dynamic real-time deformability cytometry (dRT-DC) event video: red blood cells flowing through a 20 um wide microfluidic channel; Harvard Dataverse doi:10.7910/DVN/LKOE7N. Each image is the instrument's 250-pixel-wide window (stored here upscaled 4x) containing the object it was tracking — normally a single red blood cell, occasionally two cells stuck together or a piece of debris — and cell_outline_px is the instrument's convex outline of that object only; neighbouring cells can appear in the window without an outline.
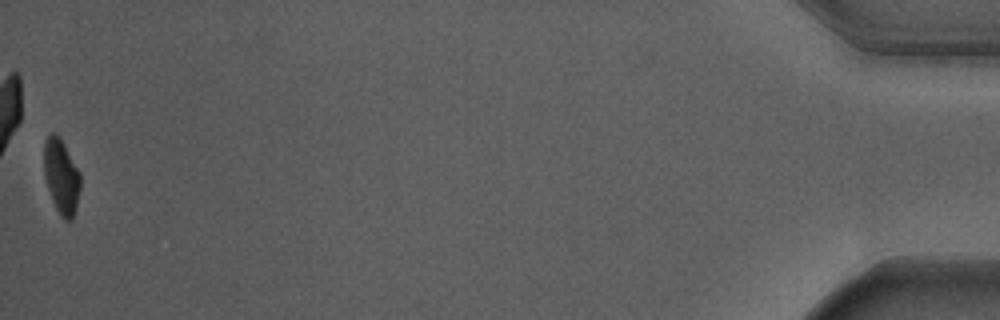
{"species": "Egyptian fruit bat (a non-hibernating species)", "species_latin": "Rousettus aegyptiacus", "temperature_condition": "warm", "stored_images_in_passage": 53, "camera_frame_rate_fps": 3000, "um_per_image_px": 0.085, "animal": {"sex": "male"}, "frame": {"image": 1, "passage_image": 53, "time_ms": 17.333, "image_size_px": [1000, 320], "cell_outline_px": [[80, 188], [76, 208], [72, 220], [64, 220], [60, 216], [52, 200], [44, 176], [44, 144], [48, 136], [52, 132], [56, 132], [60, 136], [80, 172]], "centroid_in_image_um": [5.21, 14.99], "position_along_channel_um": 430.0, "area_um2": 15.95}, "authors_computed_cell_mechanics": {"area_um2": 17.1666, "velocity_mm_per_s": 3.6666, "shape_relaxation_time_tau1_ms": 3.0538, "shape_relaxation_time_tau2_ms": 0.3928, "deformation_change_tau1": 0.1346, "deformation_change_tau2": 0.0599}}